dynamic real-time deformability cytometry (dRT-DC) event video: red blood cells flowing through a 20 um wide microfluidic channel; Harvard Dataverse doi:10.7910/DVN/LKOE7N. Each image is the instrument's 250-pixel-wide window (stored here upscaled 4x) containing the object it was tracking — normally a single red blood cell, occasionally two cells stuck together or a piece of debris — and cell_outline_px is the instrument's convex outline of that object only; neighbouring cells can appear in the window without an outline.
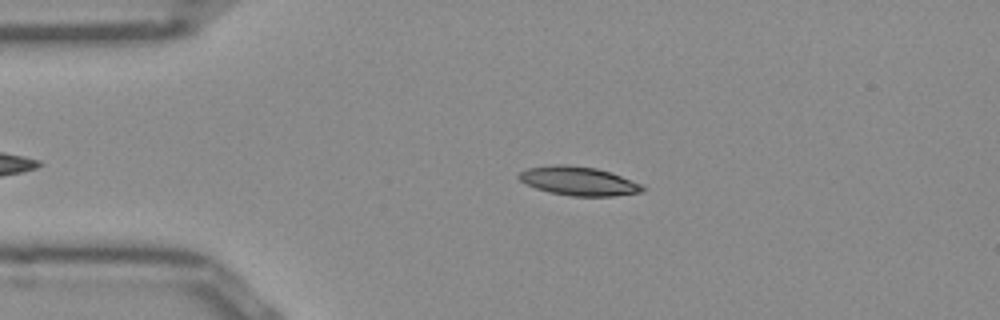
{"species": "Egyptian fruit bat (a non-hibernating species)", "species_latin": "Rousettus aegyptiacus", "temperature_condition": "room temperature", "stored_images_in_passage": 43, "camera_frame_rate_fps": 3000, "um_per_image_px": 0.085, "frame": {"image": 1, "passage_image": 8, "time_ms": 2.333, "image_size_px": [1000, 320], "cell_outline_px": [[644, 192], [612, 196], [572, 196], [552, 192], [536, 188], [520, 180], [516, 176], [520, 172], [528, 168], [552, 164], [568, 164], [596, 168], [612, 172], [640, 184], [644, 188]], "centroid_in_image_um": [49.18, 15.37], "position_along_channel_um": 35.8, "area_um2": 20.69}}
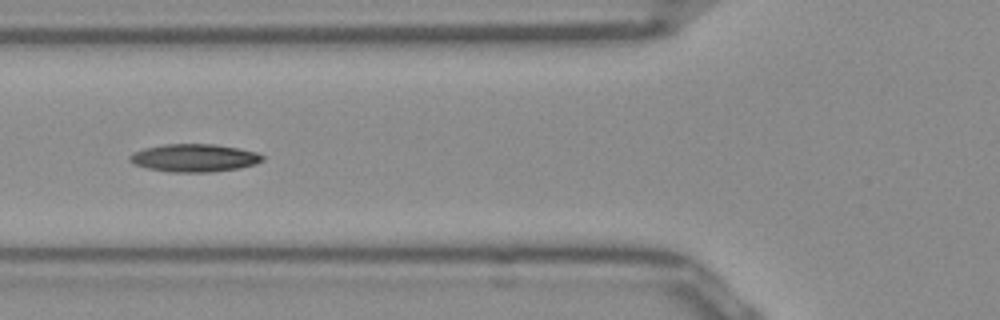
{"frame": {"image": 2, "passage_image": 16, "time_ms": 5.0, "image_size_px": [1000, 320], "cell_outline_px": [[264, 160], [256, 164], [240, 168], [208, 172], [172, 172], [148, 168], [132, 164], [128, 160], [128, 156], [132, 152], [144, 148], [164, 144], [212, 144], [236, 148], [256, 152], [264, 156]], "centroid_in_image_um": [16.48, 13.42], "position_along_channel_um": 109.3, "area_um2": 21.56}}
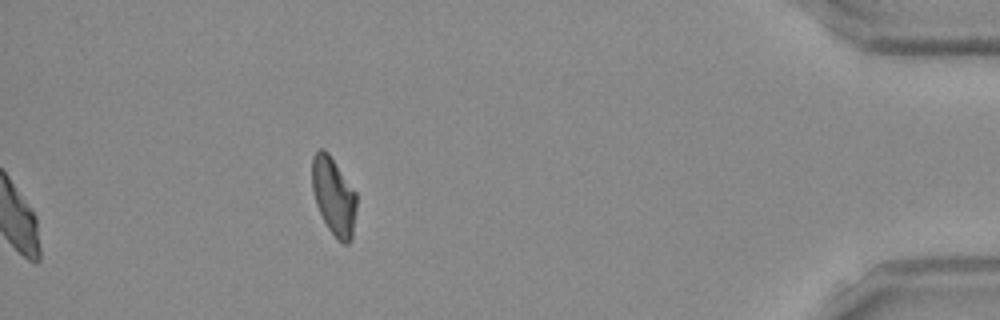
{"frame": {"image": 3, "passage_image": 43, "time_ms": 14.0, "image_size_px": [1000, 320], "cell_outline_px": [[356, 208], [352, 240], [348, 244], [344, 244], [336, 240], [328, 228], [316, 204], [312, 188], [312, 156], [320, 148], [324, 148], [328, 152], [356, 192]], "centroid_in_image_um": [28.37, 16.69], "position_along_channel_um": 406.8, "area_um2": 20.23}, "authors_computed_cell_mechanics": {"area_um2": 20.519, "velocity_mm_per_s": 3.9261, "shape_relaxation_time_tau1_ms": 10.3089, "shape_relaxation_time_tau2_ms": 6.1126, "deformation_change_tau1": 0.2064, "deformation_change_tau2": 0.1216}}